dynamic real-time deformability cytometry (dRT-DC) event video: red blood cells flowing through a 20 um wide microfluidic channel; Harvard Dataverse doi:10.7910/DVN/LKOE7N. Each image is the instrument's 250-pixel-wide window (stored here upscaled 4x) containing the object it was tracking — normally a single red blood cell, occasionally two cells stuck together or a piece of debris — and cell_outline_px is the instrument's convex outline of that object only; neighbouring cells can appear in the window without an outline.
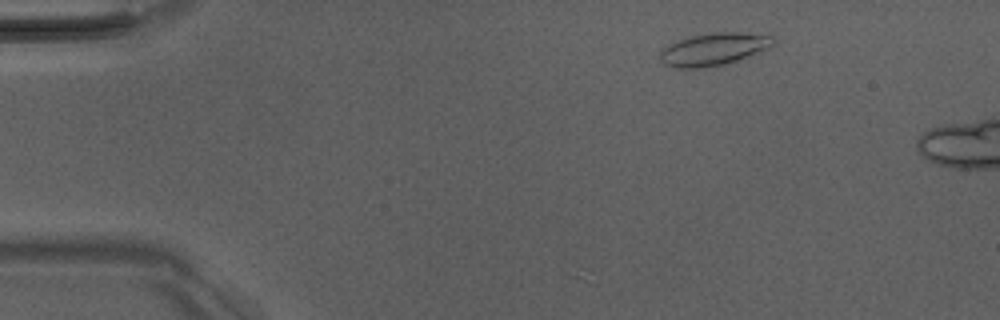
{"species": "Egyptian fruit bat (a non-hibernating species)", "species_latin": "Rousettus aegyptiacus", "temperature_condition": "room temperature", "stored_images_in_passage": 9, "camera_frame_rate_fps": 3000, "um_per_image_px": 0.085, "animal": {"sex": "male"}, "frame": {"image": 1, "passage_image": 2, "time_ms": 0.333, "image_size_px": [1000, 320], "cell_outline_px": [[776, 40], [768, 48], [736, 60], [724, 64], [704, 68], [672, 68], [664, 64], [660, 60], [660, 52], [664, 48], [680, 40], [692, 36], [712, 32], [740, 32], [772, 36]], "centroid_in_image_um": [60.64, 4.19], "position_along_channel_um": 24.4, "area_um2": 21.1}}